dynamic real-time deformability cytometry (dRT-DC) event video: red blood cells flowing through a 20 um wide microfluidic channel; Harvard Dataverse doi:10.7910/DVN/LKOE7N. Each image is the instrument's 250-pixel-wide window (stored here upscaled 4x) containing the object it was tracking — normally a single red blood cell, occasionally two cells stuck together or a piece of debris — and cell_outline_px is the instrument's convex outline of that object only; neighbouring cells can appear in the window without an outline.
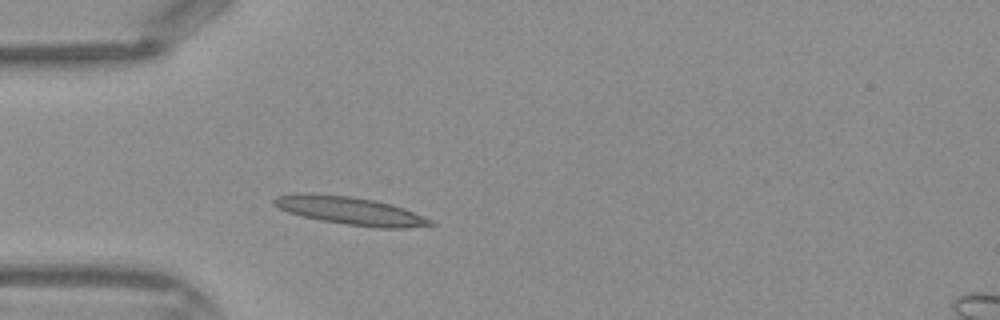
{"species": "Egyptian fruit bat (a non-hibernating species)", "species_latin": "Rousettus aegyptiacus", "temperature_condition": "warm", "stored_images_in_passage": 38, "camera_frame_rate_fps": 3000, "um_per_image_px": 0.085, "frame": {"image": 1, "passage_image": 7, "time_ms": 2.0, "image_size_px": [1000, 320], "cell_outline_px": [[436, 224], [404, 228], [380, 228], [344, 224], [320, 220], [288, 212], [272, 204], [272, 200], [276, 196], [296, 192], [304, 192], [348, 196], [376, 200], [392, 204], [404, 208], [432, 220]], "centroid_in_image_um": [29.74, 17.9], "position_along_channel_um": 55.3, "area_um2": 25.55}}
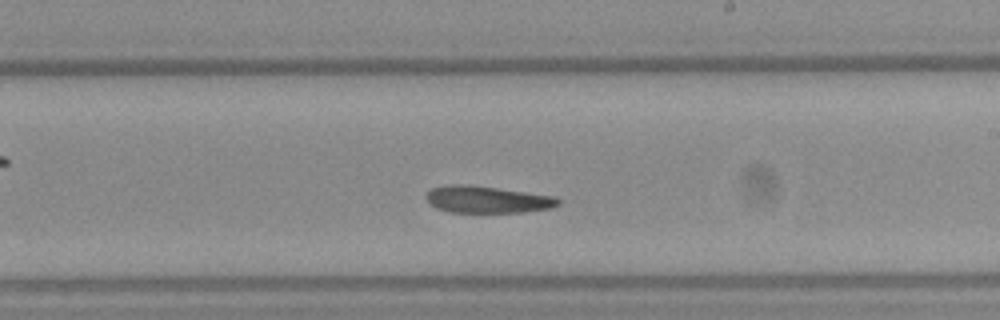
{"frame": {"image": 2, "passage_image": 20, "time_ms": 6.333, "image_size_px": [1000, 320], "cell_outline_px": [[560, 204], [552, 208], [520, 212], [448, 212], [436, 208], [428, 204], [424, 196], [432, 188], [460, 184], [496, 188], [556, 196], [560, 200]], "centroid_in_image_um": [41.41, 16.97], "position_along_channel_um": 247.6, "area_um2": 20.58}}
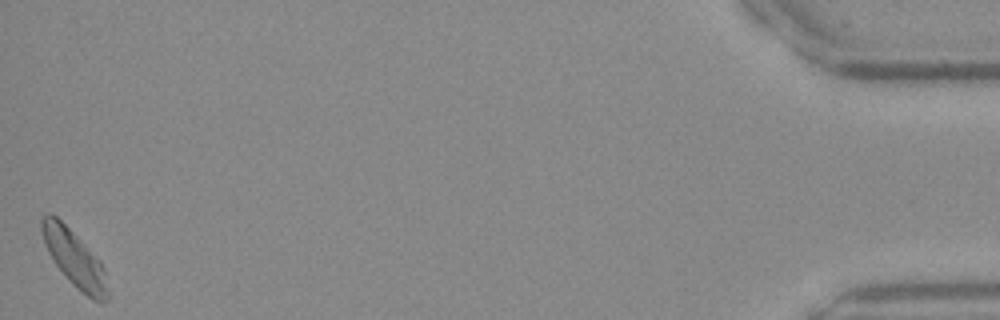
{"frame": {"image": 3, "passage_image": 38, "time_ms": 12.333, "image_size_px": [1000, 320], "cell_outline_px": [[108, 300], [104, 304], [100, 304], [92, 300], [72, 284], [52, 260], [44, 244], [40, 228], [40, 220], [48, 212], [52, 212], [100, 260], [104, 268], [108, 292]], "centroid_in_image_um": [6.32, 22.0], "position_along_channel_um": 428.9, "area_um2": 21.68}}